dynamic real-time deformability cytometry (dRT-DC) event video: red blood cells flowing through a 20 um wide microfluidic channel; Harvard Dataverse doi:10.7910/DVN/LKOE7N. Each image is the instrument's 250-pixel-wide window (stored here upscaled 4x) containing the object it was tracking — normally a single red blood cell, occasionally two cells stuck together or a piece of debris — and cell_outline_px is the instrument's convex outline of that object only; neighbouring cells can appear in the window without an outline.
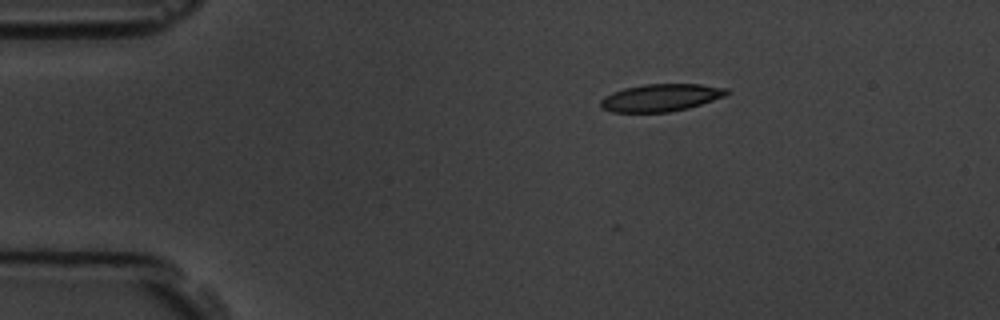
{"species": "common noctule bat (a hibernating species)", "species_latin": "Nyctalus noctula", "temperature_condition": "room temperature", "stored_images_in_passage": 6, "camera_frame_rate_fps": 3000, "um_per_image_px": 0.085, "animal": {"sex": "male", "body_mass_g": 19.5, "forearm_length_mm": 54.6}, "frame": {"image": 1, "passage_image": 1, "time_ms": 0.0, "image_size_px": [1000, 320], "cell_outline_px": [[732, 92], [724, 96], [688, 108], [668, 112], [612, 112], [600, 108], [600, 100], [604, 96], [612, 92], [624, 88], [644, 84], [700, 84], [728, 88]], "centroid_in_image_um": [56.15, 8.29], "position_along_channel_um": 28.8, "area_um2": 20.23}}
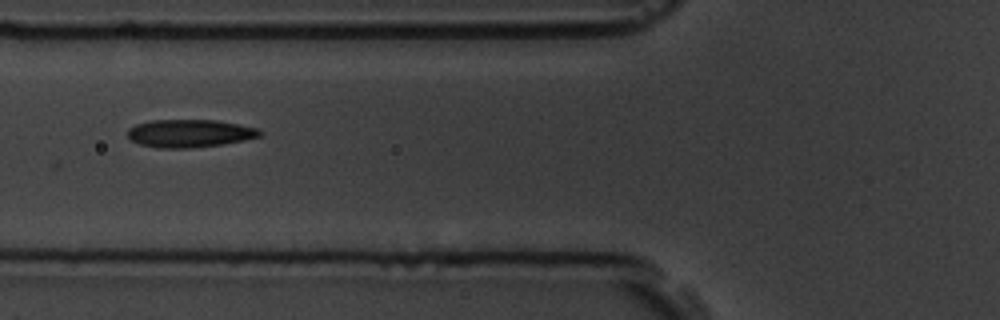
{"frame": {"image": 2, "passage_image": 4, "time_ms": 3.667, "image_size_px": [1000, 320], "cell_outline_px": [[264, 132], [260, 136], [244, 140], [220, 144], [188, 148], [160, 148], [140, 144], [132, 140], [128, 136], [128, 128], [136, 124], [152, 120], [216, 120], [240, 124], [256, 128]], "centroid_in_image_um": [16.13, 11.32], "position_along_channel_um": 109.7, "area_um2": 21.33}}
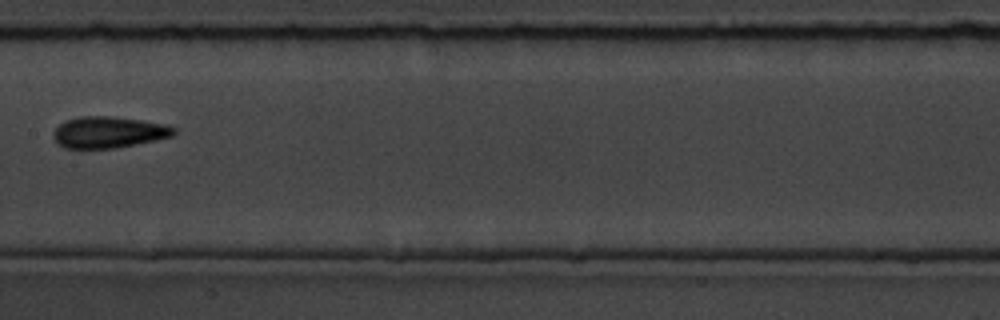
{"frame": {"image": 3, "passage_image": 6, "time_ms": 6.0, "image_size_px": [1000, 320], "cell_outline_px": [[176, 132], [172, 136], [156, 140], [116, 148], [64, 148], [56, 144], [52, 136], [52, 132], [60, 124], [68, 120], [80, 116], [108, 116], [144, 120], [164, 124], [176, 128]], "centroid_in_image_um": [9.21, 11.24], "position_along_channel_um": 198.2, "area_um2": 22.14}}